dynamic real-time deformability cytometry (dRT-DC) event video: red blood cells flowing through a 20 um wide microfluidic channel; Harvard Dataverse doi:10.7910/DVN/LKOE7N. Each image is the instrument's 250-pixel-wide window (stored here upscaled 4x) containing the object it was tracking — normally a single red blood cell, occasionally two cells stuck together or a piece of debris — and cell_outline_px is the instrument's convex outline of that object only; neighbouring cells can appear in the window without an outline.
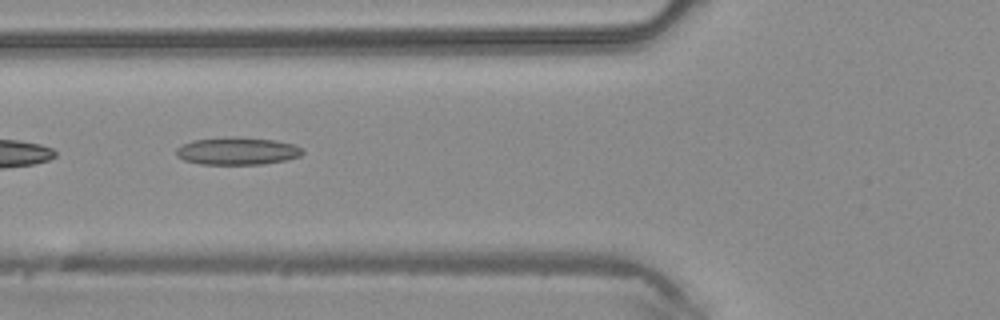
{"species": "common noctule bat (a hibernating species)", "species_latin": "Nyctalus noctula", "temperature_condition": "warm", "stored_images_in_passage": 3, "camera_frame_rate_fps": 3000, "um_per_image_px": 0.085, "animal": {"sex": "male", "body_mass_g": 20.4}, "frame": {"image": 1, "passage_image": 3, "time_ms": 0.667, "image_size_px": [1000, 320], "cell_outline_px": [[304, 152], [300, 156], [288, 160], [264, 164], [200, 164], [184, 160], [176, 156], [176, 148], [192, 140], [236, 136], [272, 140], [292, 144], [300, 148]], "centroid_in_image_um": [20.15, 12.84], "position_along_channel_um": 105.6, "area_um2": 20.23}}